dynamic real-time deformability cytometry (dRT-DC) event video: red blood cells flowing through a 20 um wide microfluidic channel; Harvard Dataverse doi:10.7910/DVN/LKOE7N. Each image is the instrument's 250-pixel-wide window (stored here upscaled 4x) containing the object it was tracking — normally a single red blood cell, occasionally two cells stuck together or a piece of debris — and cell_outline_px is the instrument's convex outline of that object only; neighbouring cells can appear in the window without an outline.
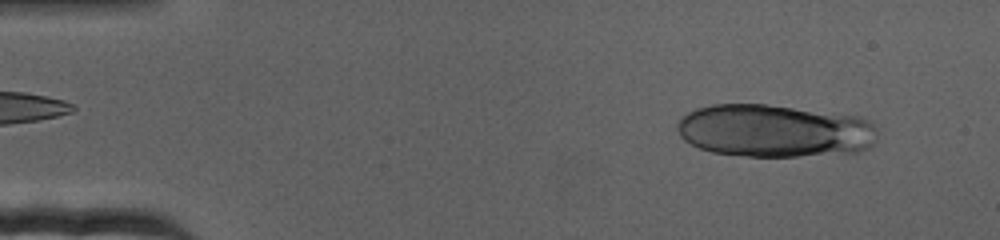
{"species": "human", "species_latin": "Homo sapiens", "temperature_condition": "cold", "stored_images_in_passage": 70, "segment_of_instrument_passage": [1, 2], "camera_frame_rate_fps": 3000, "um_per_image_px": 0.085, "donor": {"sex": "female"}, "frame": {"image": 1, "passage_image": 6, "time_ms": 1.667, "image_size_px": [1000, 240], "cell_outline_px": [[876, 140], [868, 148], [856, 152], [796, 156], [748, 156], [712, 152], [700, 148], [684, 140], [680, 136], [676, 128], [676, 124], [688, 112], [696, 108], [712, 104], [764, 104], [860, 116], [868, 120], [872, 124]], "centroid_in_image_um": [65.79, 11.11], "position_along_channel_um": 19.2, "area_um2": 61.33}}
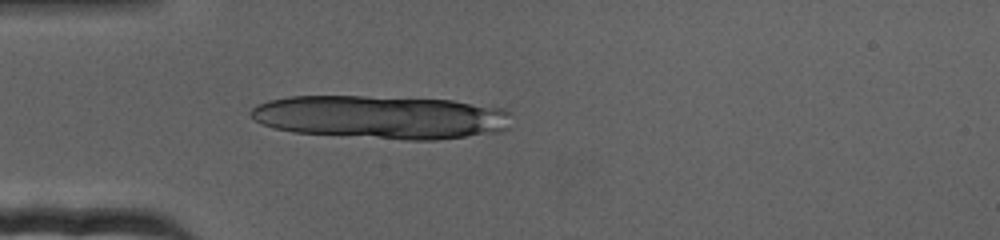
{"frame": {"image": 2, "passage_image": 19, "time_ms": 6.0, "image_size_px": [1000, 240], "cell_outline_px": [[508, 128], [504, 132], [436, 140], [404, 140], [292, 132], [260, 124], [248, 112], [252, 108], [268, 100], [288, 96], [364, 96], [452, 100], [504, 108], [508, 112]], "centroid_in_image_um": [32.4, 9.96], "position_along_channel_um": 52.6, "area_um2": 66.18}}